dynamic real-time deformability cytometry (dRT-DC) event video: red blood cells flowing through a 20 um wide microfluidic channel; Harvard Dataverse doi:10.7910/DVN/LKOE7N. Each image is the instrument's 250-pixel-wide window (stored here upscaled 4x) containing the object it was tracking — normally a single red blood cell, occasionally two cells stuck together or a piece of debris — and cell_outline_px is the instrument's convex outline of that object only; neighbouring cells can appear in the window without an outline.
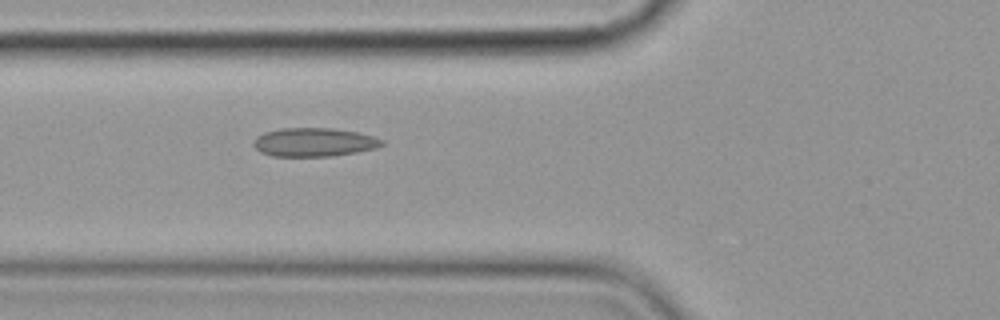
{"species": "common noctule bat (a hibernating species)", "species_latin": "Nyctalus noctula", "temperature_condition": "cold", "stored_images_in_passage": 6, "camera_frame_rate_fps": 3000, "um_per_image_px": 0.085, "animal": {"sex": "female", "body_mass_g": 19.9}, "frame": {"image": 1, "passage_image": 6, "time_ms": 5.667, "image_size_px": [1000, 320], "cell_outline_px": [[384, 144], [376, 148], [356, 152], [332, 156], [272, 156], [260, 152], [252, 144], [252, 140], [256, 136], [264, 132], [280, 128], [332, 128], [356, 132], [372, 136], [384, 140]], "centroid_in_image_um": [26.65, 12.08], "position_along_channel_um": 99.1, "area_um2": 21.5}}